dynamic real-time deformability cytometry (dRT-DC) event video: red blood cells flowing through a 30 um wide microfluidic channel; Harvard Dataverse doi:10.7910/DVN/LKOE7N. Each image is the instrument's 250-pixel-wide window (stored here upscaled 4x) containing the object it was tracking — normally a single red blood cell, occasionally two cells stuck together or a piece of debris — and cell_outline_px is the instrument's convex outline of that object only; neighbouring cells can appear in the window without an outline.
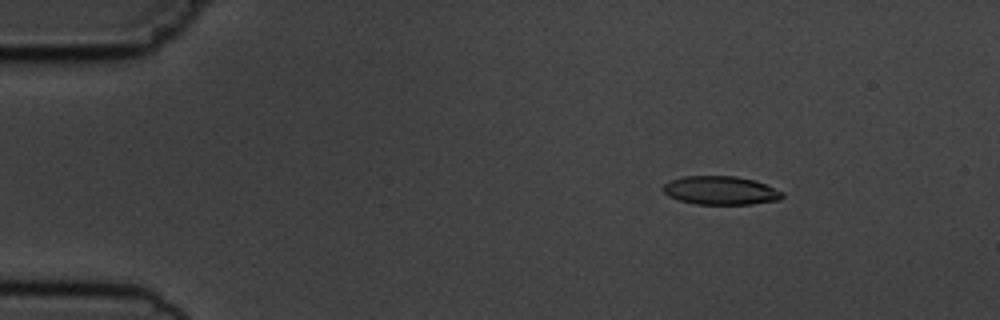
{"species": "common noctule bat (a hibernating species)", "species_latin": "Nyctalus noctula", "temperature_condition": "cold", "stored_images_in_passage": 4, "camera_frame_rate_fps": 3000, "um_per_image_px": 0.085, "animal": {"sex": "male", "body_mass_g": 19.5, "forearm_length_mm": 54.6}, "frame": {"image": 1, "passage_image": 2, "time_ms": 1.0, "image_size_px": [1000, 320], "cell_outline_px": [[784, 196], [780, 200], [752, 204], [696, 204], [680, 200], [668, 196], [660, 188], [668, 180], [684, 176], [736, 176], [756, 180], [784, 192]], "centroid_in_image_um": [61.25, 16.18], "position_along_channel_um": 23.7, "area_um2": 20.06}}